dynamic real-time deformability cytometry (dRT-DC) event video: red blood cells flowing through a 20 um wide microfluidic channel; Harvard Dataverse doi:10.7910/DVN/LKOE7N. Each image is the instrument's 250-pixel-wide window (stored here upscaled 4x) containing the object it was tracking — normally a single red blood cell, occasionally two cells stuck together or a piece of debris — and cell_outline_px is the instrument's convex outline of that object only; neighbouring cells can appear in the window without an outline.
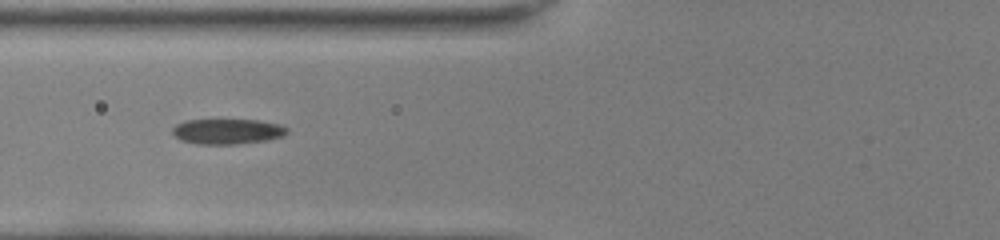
{"species": "common noctule bat (a hibernating species)", "species_latin": "Nyctalus noctula", "temperature_condition": "room temperature", "stored_images_in_passage": 35, "camera_frame_rate_fps": 3000, "um_per_image_px": 0.085, "animal": {"sex": "female", "body_mass_g": 22.0, "forearm_length_mm": 56.7}, "frame": {"image": 1, "passage_image": 5, "time_ms": 1.333, "image_size_px": [1000, 240], "cell_outline_px": [[288, 132], [284, 136], [268, 140], [236, 144], [196, 144], [180, 140], [172, 132], [172, 128], [176, 124], [184, 120], [256, 120], [280, 124], [288, 128]], "centroid_in_image_um": [19.33, 11.17], "position_along_channel_um": 106.5, "area_um2": 16.99}}
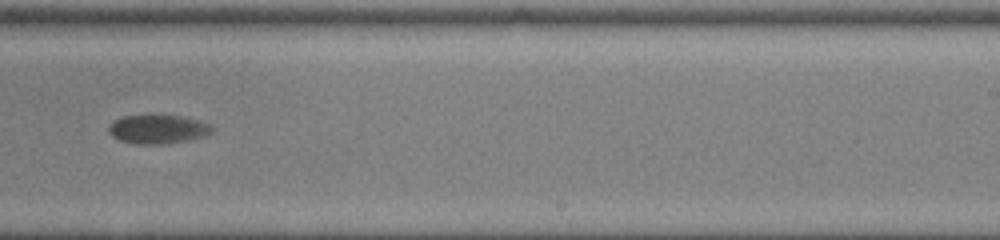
{"frame": {"image": 2, "passage_image": 18, "time_ms": 5.667, "image_size_px": [1000, 240], "cell_outline_px": [[212, 132], [204, 136], [164, 144], [136, 144], [120, 140], [112, 136], [108, 132], [108, 128], [116, 120], [124, 116], [180, 116], [196, 120], [208, 124], [212, 128]], "centroid_in_image_um": [13.39, 11.0], "position_along_channel_um": 275.6, "area_um2": 16.82}}
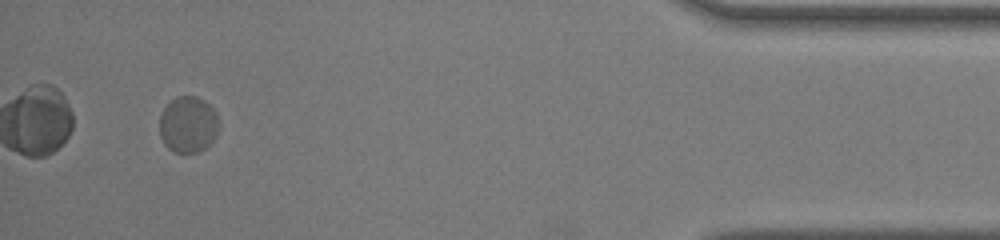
{"frame": {"image": 3, "passage_image": 33, "time_ms": 10.667, "image_size_px": [1000, 240], "cell_outline_px": [[220, 124], [212, 140], [204, 148], [196, 152], [172, 152], [164, 144], [160, 136], [160, 116], [164, 108], [172, 100], [180, 96], [196, 96], [204, 100], [216, 112], [220, 120]], "centroid_in_image_um": [15.99, 10.58], "position_along_channel_um": 419.2, "area_um2": 19.36}, "authors_computed_cell_mechanics": {"area_um2": 17.8024, "velocity_mm_per_s": 3.9057, "shape_relaxation_time_tau1_ms": 3.0823, "shape_relaxation_time_tau2_ms": null, "deformation_change_tau1": 0.0964, "deformation_change_tau2": null}}